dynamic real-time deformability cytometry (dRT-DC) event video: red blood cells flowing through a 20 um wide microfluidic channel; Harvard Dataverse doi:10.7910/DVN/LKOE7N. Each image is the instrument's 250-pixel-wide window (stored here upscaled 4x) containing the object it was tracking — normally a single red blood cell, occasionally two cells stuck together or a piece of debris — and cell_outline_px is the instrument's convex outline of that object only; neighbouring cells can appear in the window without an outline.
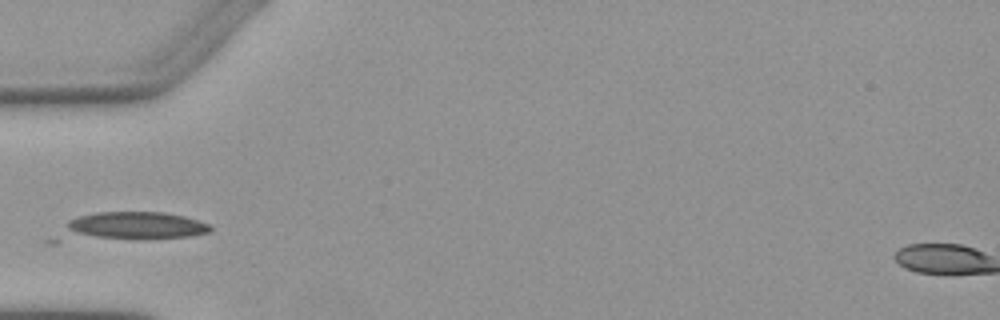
{"species": "Egyptian fruit bat (a non-hibernating species)", "species_latin": "Rousettus aegyptiacus", "temperature_condition": "warm", "stored_images_in_passage": 2, "camera_frame_rate_fps": 3000, "um_per_image_px": 0.085, "animal": {"sex": "female"}, "frame": {"image": 1, "passage_image": 2, "time_ms": 2.0, "image_size_px": [1000, 320], "cell_outline_px": [[212, 232], [192, 236], [144, 240], [96, 236], [80, 232], [68, 228], [68, 220], [76, 216], [96, 212], [164, 212], [184, 216], [208, 224], [212, 228]], "centroid_in_image_um": [11.73, 19.15], "position_along_channel_um": 73.3, "area_um2": 22.6}}